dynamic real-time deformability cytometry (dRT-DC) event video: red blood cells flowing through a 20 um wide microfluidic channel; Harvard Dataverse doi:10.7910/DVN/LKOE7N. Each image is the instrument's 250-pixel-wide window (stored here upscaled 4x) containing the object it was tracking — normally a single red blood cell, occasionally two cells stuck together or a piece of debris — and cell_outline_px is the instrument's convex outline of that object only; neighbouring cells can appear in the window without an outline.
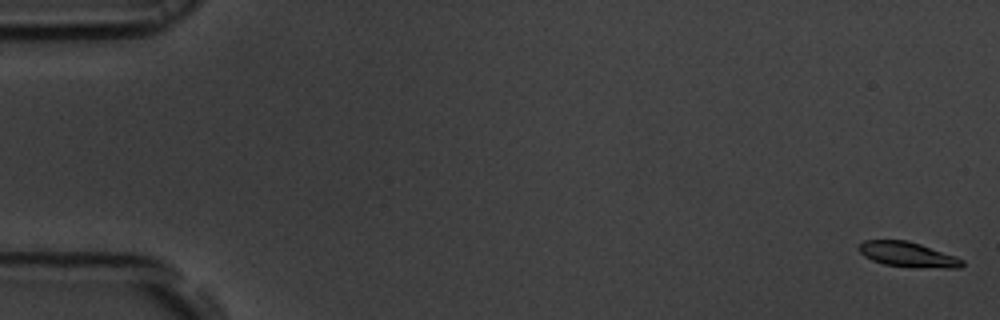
{"species": "common noctule bat (a hibernating species)", "species_latin": "Nyctalus noctula", "temperature_condition": "room temperature", "stored_images_in_passage": 35, "camera_frame_rate_fps": 3000, "um_per_image_px": 0.085, "animal": {"sex": "male", "body_mass_g": 19.5, "forearm_length_mm": 54.6}, "frame": {"image": 1, "passage_image": 1, "time_ms": 0.0, "image_size_px": [1000, 320], "cell_outline_px": [[964, 264], [960, 268], [944, 268], [884, 264], [872, 260], [864, 256], [856, 248], [864, 240], [908, 240], [956, 256], [964, 260]], "centroid_in_image_um": [77.16, 21.61], "position_along_channel_um": 7.8, "area_um2": 14.85}}
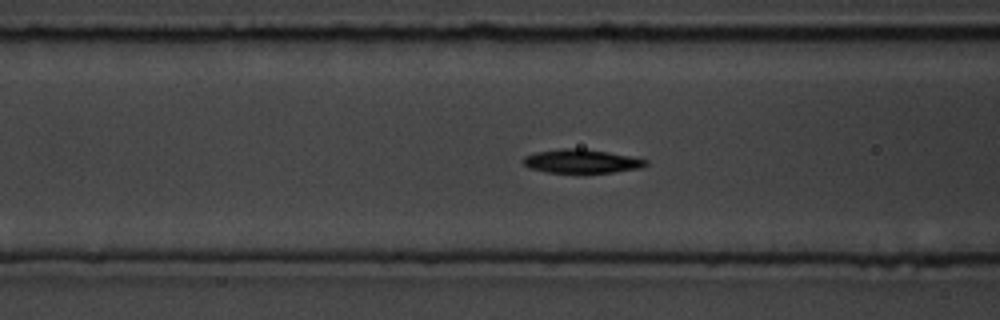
{"frame": {"image": 2, "passage_image": 22, "time_ms": 7.0, "image_size_px": [1000, 320], "cell_outline_px": [[648, 164], [640, 168], [612, 172], [548, 172], [528, 168], [520, 160], [524, 156], [536, 152], [560, 148], [580, 148], [608, 152], [648, 160]], "centroid_in_image_um": [49.37, 13.69], "position_along_channel_um": 117.2, "area_um2": 16.82}}
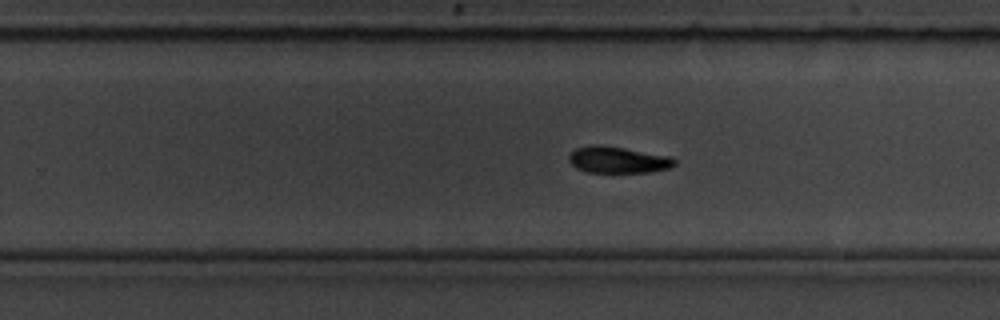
{"frame": {"image": 3, "passage_image": 35, "time_ms": 11.333, "image_size_px": [1000, 320], "cell_outline_px": [[676, 164], [668, 168], [652, 172], [588, 172], [576, 168], [568, 160], [568, 156], [576, 148], [592, 144], [600, 144], [672, 156], [676, 160]], "centroid_in_image_um": [52.53, 13.58], "position_along_channel_um": 277.3, "area_um2": 16.42}}